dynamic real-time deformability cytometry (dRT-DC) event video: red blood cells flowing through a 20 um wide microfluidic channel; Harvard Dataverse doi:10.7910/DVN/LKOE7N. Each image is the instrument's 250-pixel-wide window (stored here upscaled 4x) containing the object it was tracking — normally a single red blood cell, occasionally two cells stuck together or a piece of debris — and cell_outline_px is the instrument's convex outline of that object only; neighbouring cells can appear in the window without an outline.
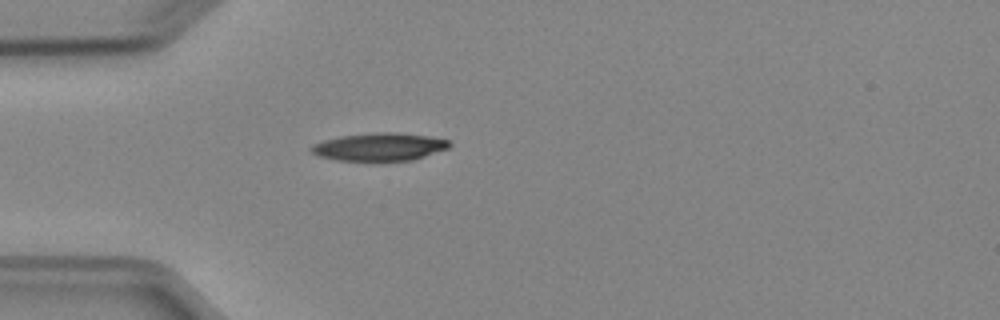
{"species": "Egyptian fruit bat (a non-hibernating species)", "species_latin": "Rousettus aegyptiacus", "temperature_condition": "cold", "stored_images_in_passage": 11, "camera_frame_rate_fps": 3000, "um_per_image_px": 0.085, "animal": {"sex": "female"}, "frame": {"image": 1, "passage_image": 1, "time_ms": 0.0, "image_size_px": [1000, 320], "cell_outline_px": [[452, 144], [448, 148], [412, 160], [376, 164], [372, 164], [336, 160], [320, 156], [312, 152], [308, 148], [312, 144], [324, 140], [340, 136], [376, 132], [396, 132], [428, 136], [448, 140]], "centroid_in_image_um": [32.21, 12.53], "position_along_channel_um": 52.8, "area_um2": 23.35}}
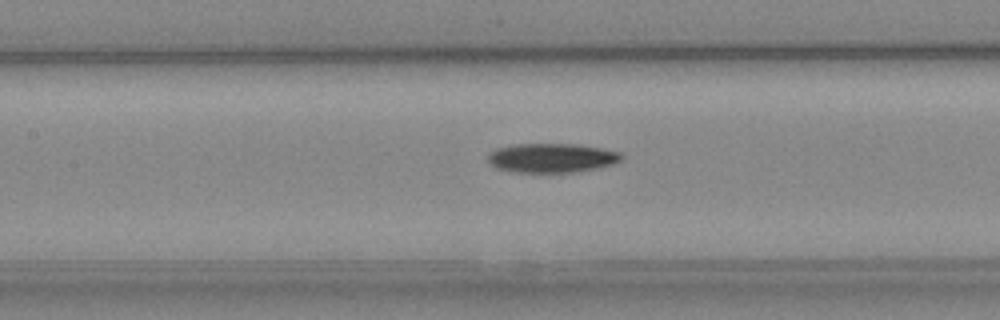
{"frame": {"image": 2, "passage_image": 10, "time_ms": 3.0, "image_size_px": [1000, 320], "cell_outline_px": [[624, 156], [620, 160], [612, 164], [596, 168], [572, 172], [516, 172], [496, 168], [488, 160], [488, 156], [496, 148], [516, 144], [576, 144], [604, 148], [620, 152]], "centroid_in_image_um": [46.92, 13.41], "position_along_channel_um": 160.5, "area_um2": 22.6}}